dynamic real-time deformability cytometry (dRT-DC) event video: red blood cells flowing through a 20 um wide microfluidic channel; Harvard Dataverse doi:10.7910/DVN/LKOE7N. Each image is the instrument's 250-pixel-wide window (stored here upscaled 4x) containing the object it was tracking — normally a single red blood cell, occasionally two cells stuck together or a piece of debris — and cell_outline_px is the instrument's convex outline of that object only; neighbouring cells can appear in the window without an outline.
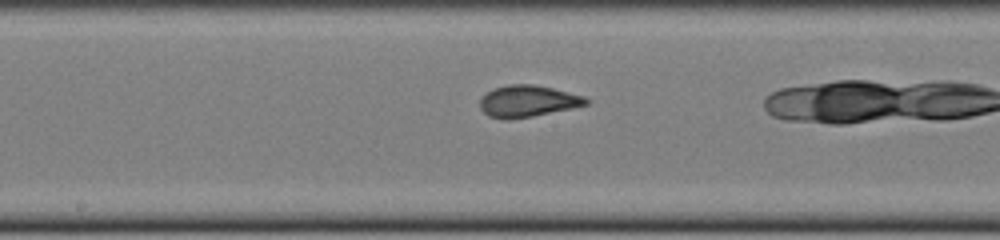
{"species": "common noctule bat (a hibernating species)", "species_latin": "Nyctalus noctula", "temperature_condition": "cold", "stored_images_in_passage": 30, "camera_frame_rate_fps": 3000, "um_per_image_px": 0.085, "animal": {"sex": "female", "body_mass_g": 22.0, "forearm_length_mm": 56.7}, "frame": {"image": 1, "passage_image": 23, "time_ms": 7.333, "image_size_px": [1000, 240], "cell_outline_px": [[592, 100], [588, 104], [572, 108], [532, 116], [508, 120], [504, 120], [488, 116], [480, 108], [480, 96], [492, 88], [508, 84], [532, 84], [552, 88], [584, 96]], "centroid_in_image_um": [44.82, 8.59], "position_along_channel_um": 203.4, "area_um2": 19.77}}
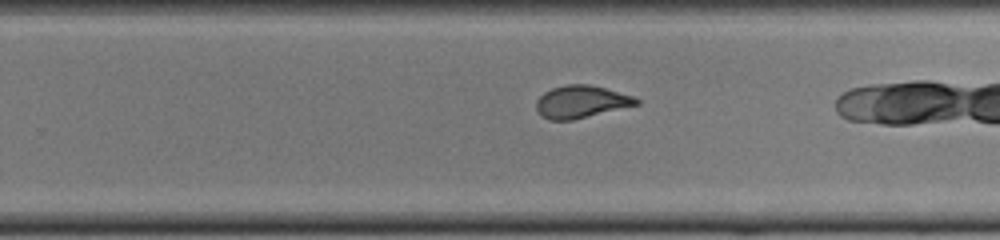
{"frame": {"image": 2, "passage_image": 29, "time_ms": 9.333, "image_size_px": [1000, 240], "cell_outline_px": [[640, 104], [572, 120], [548, 120], [536, 108], [536, 100], [544, 92], [552, 88], [568, 84], [588, 84], [604, 88], [632, 96], [640, 100]], "centroid_in_image_um": [49.39, 8.65], "position_along_channel_um": 280.4, "area_um2": 18.67}}